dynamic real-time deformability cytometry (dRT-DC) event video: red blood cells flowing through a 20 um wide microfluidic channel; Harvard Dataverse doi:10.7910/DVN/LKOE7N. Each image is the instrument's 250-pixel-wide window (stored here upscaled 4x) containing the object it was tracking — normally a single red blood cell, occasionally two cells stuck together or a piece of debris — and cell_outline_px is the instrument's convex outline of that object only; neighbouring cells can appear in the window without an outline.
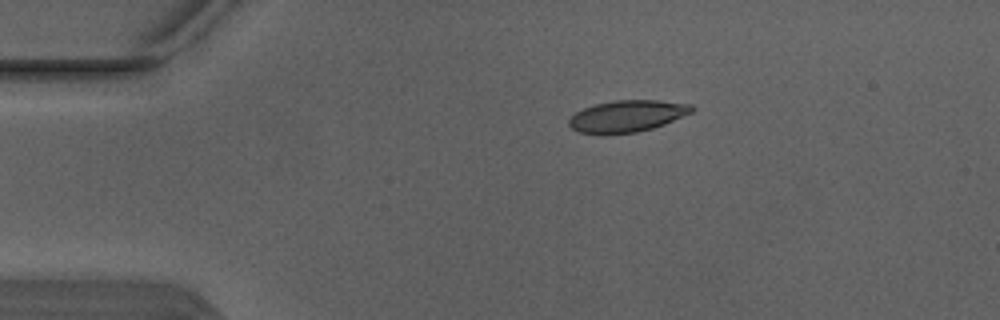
{"species": "Egyptian fruit bat (a non-hibernating species)", "species_latin": "Rousettus aegyptiacus", "temperature_condition": "warm", "stored_images_in_passage": 3, "segment_of_instrument_passage": [1, 2], "camera_frame_rate_fps": 3000, "um_per_image_px": 0.085, "animal": {"sex": "male"}, "frame": {"image": 1, "passage_image": 1, "time_ms": 0.0, "image_size_px": [1000, 320], "cell_outline_px": [[696, 108], [692, 112], [664, 124], [652, 128], [636, 132], [600, 136], [576, 132], [568, 124], [568, 120], [576, 112], [584, 108], [596, 104], [616, 100], [656, 100], [692, 104]], "centroid_in_image_um": [53.27, 9.89], "position_along_channel_um": 31.7, "area_um2": 23.0}}